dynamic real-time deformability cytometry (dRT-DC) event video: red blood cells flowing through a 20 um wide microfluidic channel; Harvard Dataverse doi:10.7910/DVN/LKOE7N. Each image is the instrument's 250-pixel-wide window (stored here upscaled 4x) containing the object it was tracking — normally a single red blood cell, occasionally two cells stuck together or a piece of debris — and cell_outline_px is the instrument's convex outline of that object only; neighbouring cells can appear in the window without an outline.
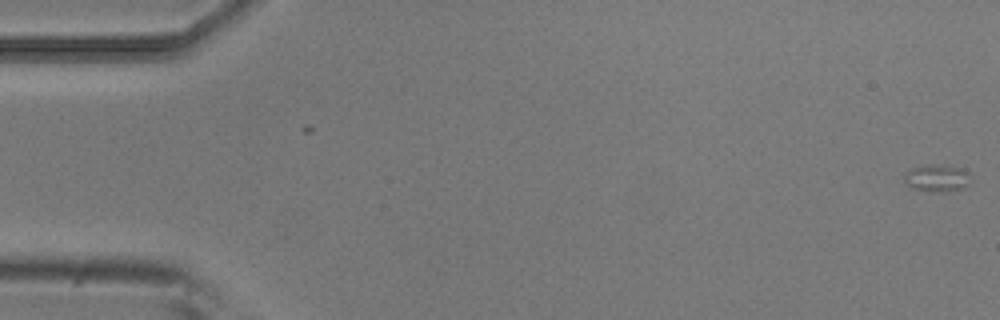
{"species": "common noctule bat (a hibernating species)", "species_latin": "Nyctalus noctula", "temperature_condition": "room temperature", "stored_images_in_passage": 6, "camera_frame_rate_fps": 3000, "um_per_image_px": 0.085, "animal": {"sex": "male", "body_mass_g": 20.5, "forearm_length_mm": 52.5}, "frame": {"image": 1, "passage_image": 1, "time_ms": 0.0, "image_size_px": [1000, 320], "cell_outline_px": [[968, 184], [960, 188], [944, 192], [932, 192], [912, 188], [904, 180], [904, 172], [908, 168], [924, 164], [940, 164], [964, 168]], "centroid_in_image_um": [79.54, 15.1], "position_along_channel_um": 5.5, "area_um2": 10.52}}